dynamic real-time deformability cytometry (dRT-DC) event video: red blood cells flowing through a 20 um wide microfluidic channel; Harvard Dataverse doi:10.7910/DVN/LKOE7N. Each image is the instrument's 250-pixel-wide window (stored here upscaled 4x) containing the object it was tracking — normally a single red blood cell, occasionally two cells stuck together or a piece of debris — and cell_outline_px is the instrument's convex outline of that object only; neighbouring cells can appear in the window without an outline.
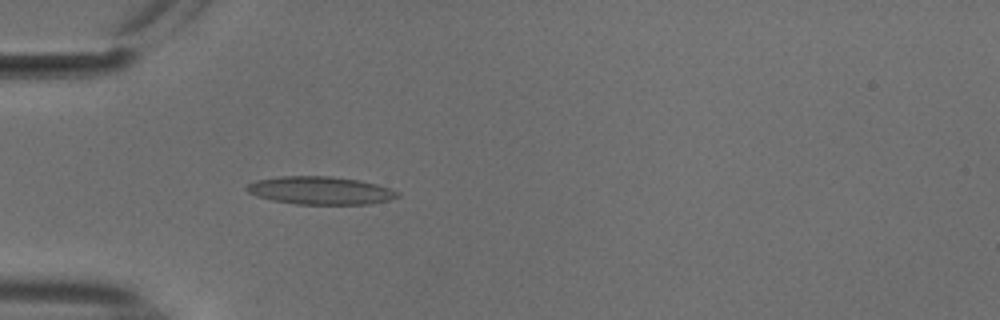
{"species": "common noctule bat (a hibernating species)", "species_latin": "Nyctalus noctula", "temperature_condition": "cold", "stored_images_in_passage": 47, "camera_frame_rate_fps": 3000, "um_per_image_px": 0.085, "animal": {"sex": "male", "body_mass_g": 18.8}, "frame": {"image": 1, "passage_image": 10, "time_ms": 3.0, "image_size_px": [1000, 320], "cell_outline_px": [[400, 196], [388, 200], [368, 204], [296, 204], [272, 200], [256, 196], [248, 192], [244, 188], [248, 184], [256, 180], [280, 176], [332, 176], [356, 180], [376, 184], [400, 192]], "centroid_in_image_um": [27.2, 16.19], "position_along_channel_um": 57.8, "area_um2": 24.45}}
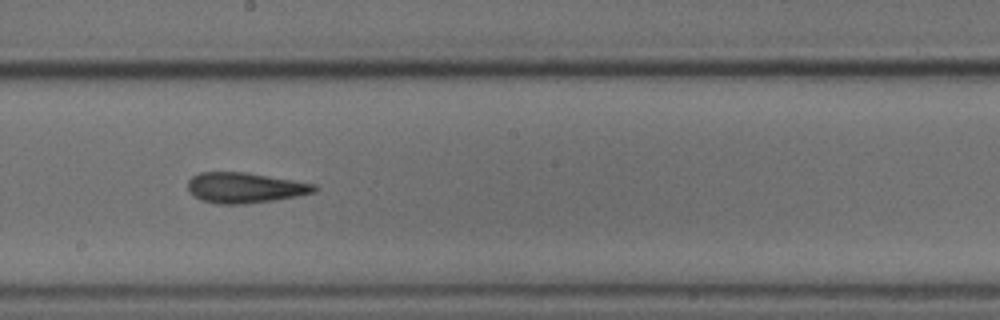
{"frame": {"image": 2, "passage_image": 24, "time_ms": 7.667, "image_size_px": [1000, 320], "cell_outline_px": [[316, 192], [296, 196], [272, 200], [244, 204], [216, 204], [200, 200], [188, 192], [188, 180], [192, 176], [200, 172], [244, 172], [316, 184]], "centroid_in_image_um": [20.76, 15.96], "position_along_channel_um": 227.4, "area_um2": 22.37}}
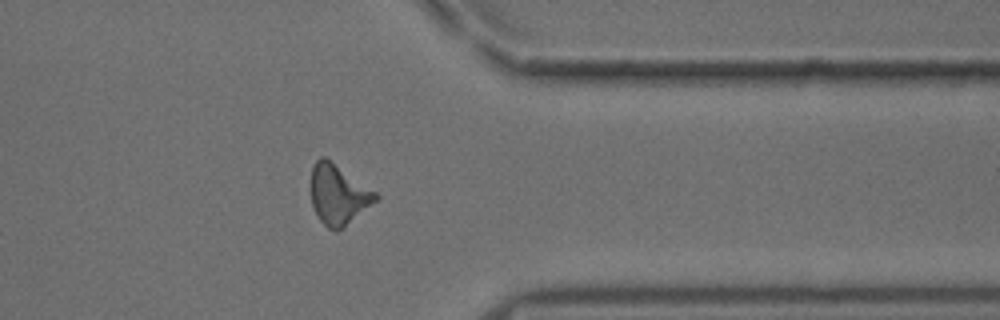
{"frame": {"image": 3, "passage_image": 37, "time_ms": 12.0, "image_size_px": [1000, 320], "cell_outline_px": [[380, 200], [344, 228], [336, 232], [328, 228], [320, 220], [312, 204], [308, 184], [312, 168], [316, 160], [320, 156], [324, 156], [376, 192], [380, 196]], "centroid_in_image_um": [28.75, 16.56], "position_along_channel_um": 382.6, "area_um2": 23.18}, "authors_computed_cell_mechanics": {"area_um2": 21.964, "velocity_mm_per_s": 3.753, "shape_relaxation_time_tau1_ms": null, "shape_relaxation_time_tau2_ms": 2.6013, "deformation_change_tau1": null, "deformation_change_tau2": 0.1115}}